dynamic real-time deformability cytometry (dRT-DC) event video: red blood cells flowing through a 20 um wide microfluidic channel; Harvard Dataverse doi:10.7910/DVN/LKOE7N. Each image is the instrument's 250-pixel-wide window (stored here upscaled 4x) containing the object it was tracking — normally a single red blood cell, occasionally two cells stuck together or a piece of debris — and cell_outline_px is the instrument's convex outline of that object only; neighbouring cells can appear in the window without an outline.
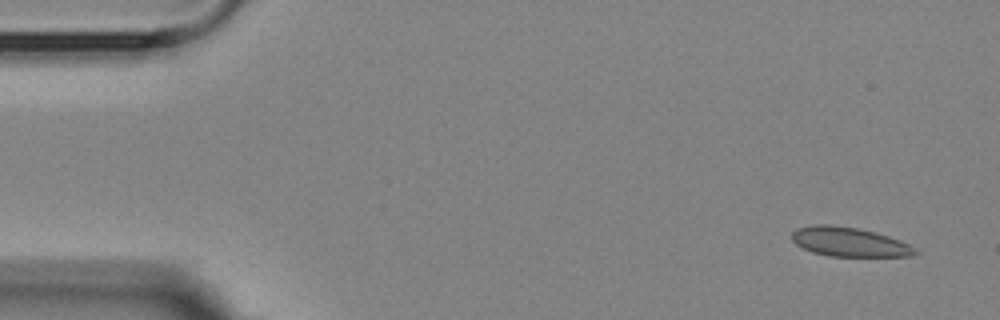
{"species": "Egyptian fruit bat (a non-hibernating species)", "species_latin": "Rousettus aegyptiacus", "temperature_condition": "room temperature", "stored_images_in_passage": 4, "camera_frame_rate_fps": 3000, "um_per_image_px": 0.085, "animal": {"sex": "female"}, "frame": {"image": 1, "passage_image": 1, "time_ms": 0.0, "image_size_px": [1000, 320], "cell_outline_px": [[920, 252], [912, 256], [828, 256], [812, 252], [796, 244], [792, 240], [792, 232], [796, 228], [812, 224], [828, 224], [856, 228], [876, 232], [888, 236], [908, 244]], "centroid_in_image_um": [72.15, 20.56], "position_along_channel_um": 12.8, "area_um2": 20.98}}
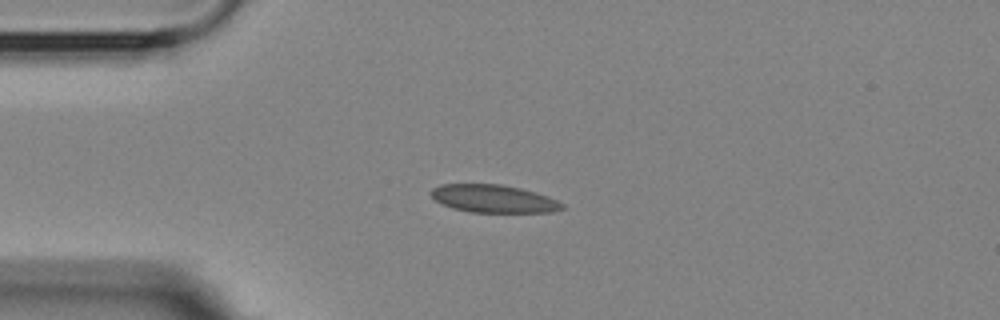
{"frame": {"image": 2, "passage_image": 4, "time_ms": 3.333, "image_size_px": [1000, 320], "cell_outline_px": [[564, 208], [552, 212], [472, 212], [452, 208], [436, 200], [428, 192], [432, 188], [440, 184], [500, 184], [520, 188], [536, 192], [548, 196], [564, 204]], "centroid_in_image_um": [41.95, 16.88], "position_along_channel_um": 43.1, "area_um2": 21.21}}